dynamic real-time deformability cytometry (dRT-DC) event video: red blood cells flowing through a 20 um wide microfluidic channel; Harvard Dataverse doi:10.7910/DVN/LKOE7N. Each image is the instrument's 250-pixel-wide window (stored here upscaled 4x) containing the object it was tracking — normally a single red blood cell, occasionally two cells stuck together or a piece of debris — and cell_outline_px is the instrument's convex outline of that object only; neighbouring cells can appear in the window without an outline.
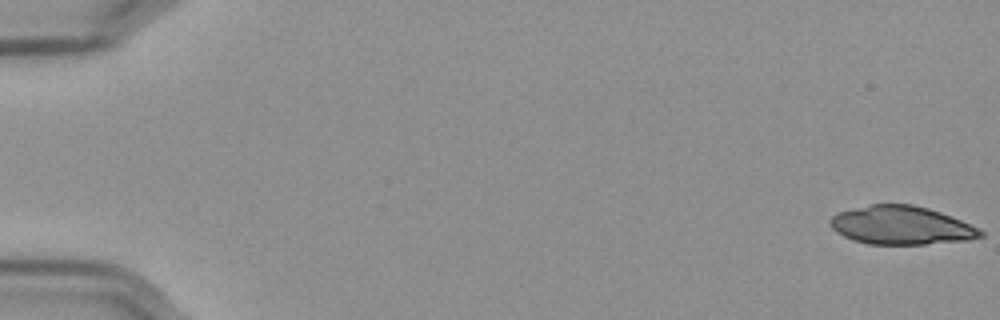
{"species": "Egyptian fruit bat (a non-hibernating species)", "species_latin": "Rousettus aegyptiacus", "temperature_condition": "cold", "stored_images_in_passage": 58, "segment_of_instrument_passage": [1, 2], "camera_frame_rate_fps": 3000, "um_per_image_px": 0.085, "frame": {"image": 1, "passage_image": 1, "time_ms": 0.0, "image_size_px": [1000, 320], "cell_outline_px": [[984, 236], [968, 240], [924, 244], [868, 244], [852, 240], [836, 232], [832, 228], [828, 220], [832, 216], [840, 212], [872, 204], [912, 204], [928, 208], [940, 212], [980, 228], [984, 232]], "centroid_in_image_um": [76.62, 19.16], "position_along_channel_um": 8.4, "area_um2": 33.58}}
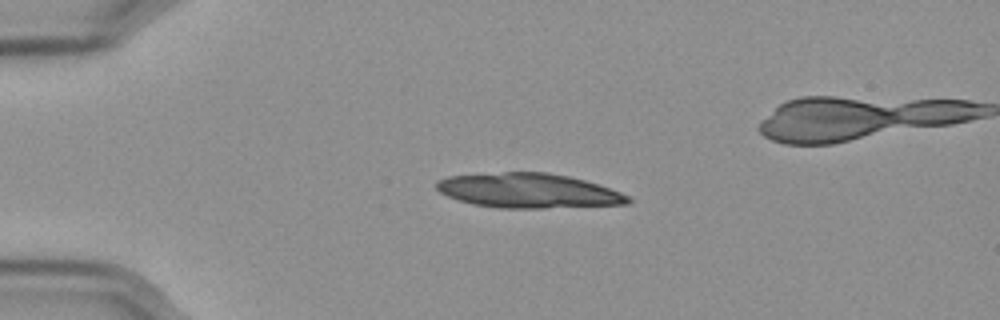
{"frame": {"image": 2, "passage_image": 14, "time_ms": 4.333, "image_size_px": [1000, 320], "cell_outline_px": [[632, 200], [628, 204], [544, 208], [496, 208], [472, 204], [448, 196], [440, 192], [436, 188], [436, 180], [448, 176], [504, 172], [548, 172], [568, 176], [584, 180], [620, 192], [628, 196]], "centroid_in_image_um": [44.89, 16.21], "position_along_channel_um": 40.1, "area_um2": 38.55}}